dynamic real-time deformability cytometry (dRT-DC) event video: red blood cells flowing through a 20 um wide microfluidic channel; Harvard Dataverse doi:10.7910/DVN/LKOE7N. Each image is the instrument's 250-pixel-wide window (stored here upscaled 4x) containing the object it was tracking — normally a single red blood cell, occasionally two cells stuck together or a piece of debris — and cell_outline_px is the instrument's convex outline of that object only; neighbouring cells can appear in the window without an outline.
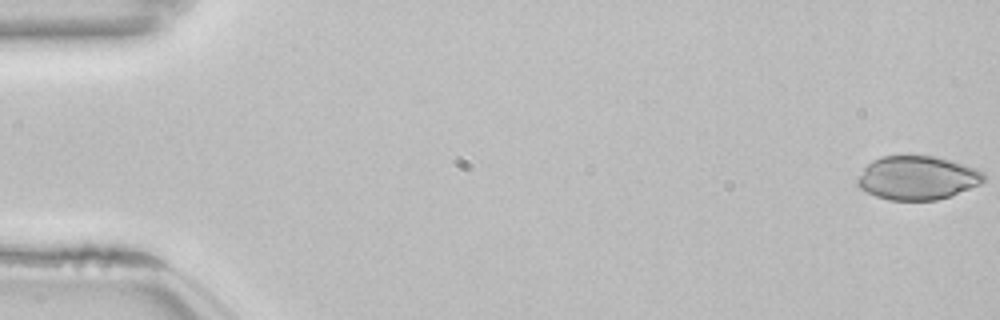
{"species": "common noctule bat (a hibernating species)", "species_latin": "Nyctalus noctula", "temperature_condition": "room temperature", "stored_images_in_passage": 54, "camera_frame_rate_fps": 3000, "um_per_image_px": 0.085, "animal": {"sex": "female", "body_mass_g": 22.7, "forearm_length_mm": 54.2}, "frame": {"image": 1, "passage_image": 1, "time_ms": 0.0, "image_size_px": [1000, 320], "cell_outline_px": [[984, 180], [980, 184], [948, 196], [936, 200], [888, 200], [876, 196], [860, 188], [856, 184], [856, 180], [864, 168], [872, 160], [884, 156], [936, 156], [976, 168], [984, 172]], "centroid_in_image_um": [77.96, 15.11], "position_along_channel_um": 7.0, "area_um2": 31.96}}
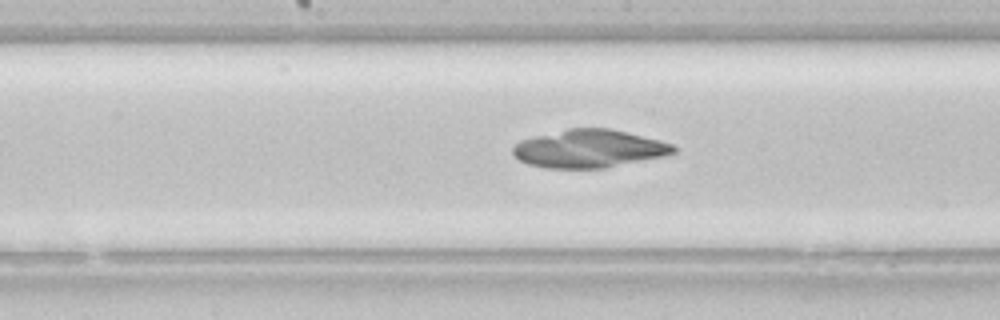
{"frame": {"image": 2, "passage_image": 28, "time_ms": 9.0, "image_size_px": [1000, 320], "cell_outline_px": [[676, 152], [668, 156], [604, 168], [544, 168], [528, 164], [520, 160], [512, 152], [512, 148], [520, 140], [568, 128], [608, 128], [672, 144], [676, 148]], "centroid_in_image_um": [50.07, 12.65], "position_along_channel_um": 198.1, "area_um2": 35.32}}
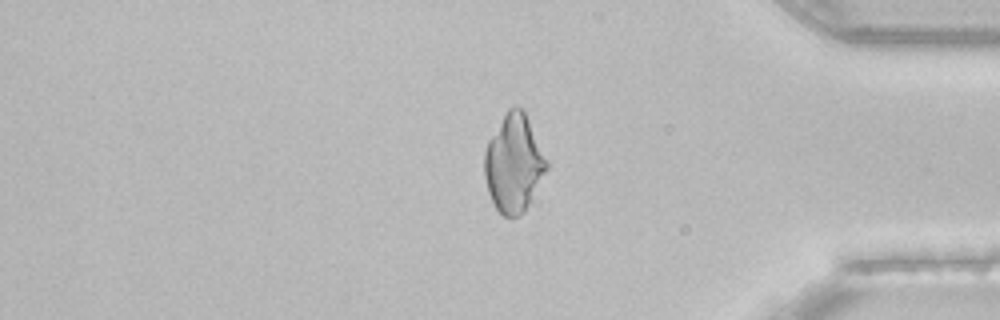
{"frame": {"image": 3, "passage_image": 45, "time_ms": 14.667, "image_size_px": [1000, 320], "cell_outline_px": [[548, 168], [524, 212], [520, 216], [504, 216], [496, 208], [488, 192], [484, 176], [484, 152], [488, 140], [508, 108], [516, 104], [524, 112], [528, 120], [548, 164]], "centroid_in_image_um": [43.64, 13.89], "position_along_channel_um": 391.6, "area_um2": 34.85}}